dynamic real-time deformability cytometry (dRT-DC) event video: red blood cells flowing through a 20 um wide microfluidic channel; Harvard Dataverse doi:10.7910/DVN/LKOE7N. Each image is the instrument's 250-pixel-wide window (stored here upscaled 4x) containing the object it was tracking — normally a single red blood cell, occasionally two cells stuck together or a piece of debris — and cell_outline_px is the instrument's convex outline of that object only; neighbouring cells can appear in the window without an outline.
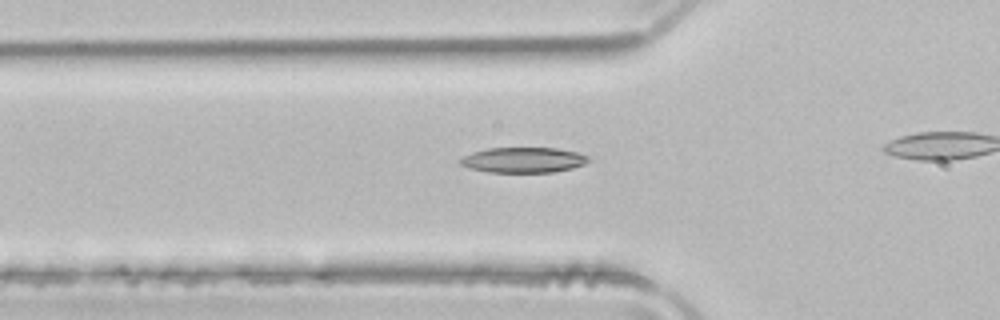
{"species": "common noctule bat (a hibernating species)", "species_latin": "Nyctalus noctula", "temperature_condition": "room temperature", "stored_images_in_passage": 37, "camera_frame_rate_fps": 3000, "um_per_image_px": 0.085, "animal": {"sex": "male", "body_mass_g": 21.5, "forearm_length_mm": 52.0}, "frame": {"image": 1, "passage_image": 13, "time_ms": 4.0, "image_size_px": [1000, 320], "cell_outline_px": [[592, 160], [584, 164], [572, 168], [552, 172], [488, 172], [468, 168], [460, 164], [456, 160], [472, 152], [488, 148], [556, 148], [576, 152], [588, 156]], "centroid_in_image_um": [44.46, 13.6], "position_along_channel_um": 81.3, "area_um2": 19.02}}
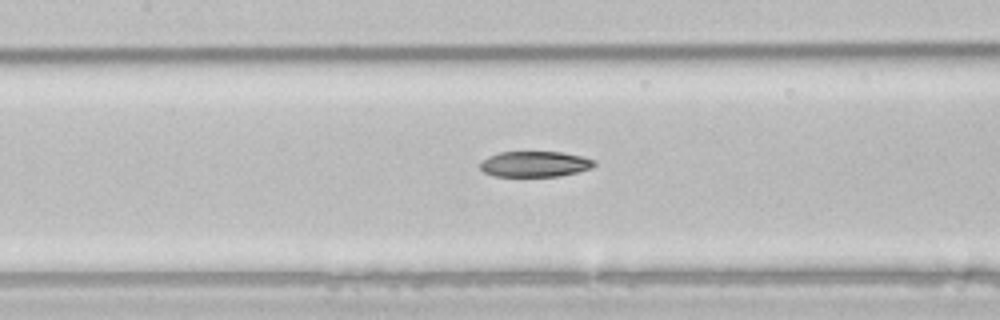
{"frame": {"image": 2, "passage_image": 19, "time_ms": 6.0, "image_size_px": [1000, 320], "cell_outline_px": [[596, 164], [592, 168], [560, 176], [496, 176], [484, 172], [480, 168], [480, 160], [488, 156], [500, 152], [560, 152], [580, 156], [592, 160]], "centroid_in_image_um": [45.41, 13.94], "position_along_channel_um": 162.0, "area_um2": 16.94}}
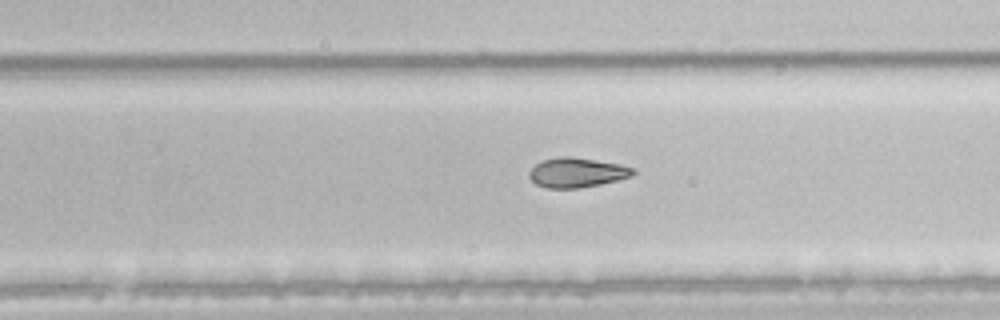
{"frame": {"image": 3, "passage_image": 28, "time_ms": 9.0, "image_size_px": [1000, 320], "cell_outline_px": [[636, 172], [632, 176], [600, 184], [576, 188], [548, 188], [536, 184], [528, 176], [528, 172], [536, 164], [544, 160], [560, 156], [568, 156], [620, 164], [632, 168]], "centroid_in_image_um": [49.01, 14.67], "position_along_channel_um": 280.8, "area_um2": 17.69}}